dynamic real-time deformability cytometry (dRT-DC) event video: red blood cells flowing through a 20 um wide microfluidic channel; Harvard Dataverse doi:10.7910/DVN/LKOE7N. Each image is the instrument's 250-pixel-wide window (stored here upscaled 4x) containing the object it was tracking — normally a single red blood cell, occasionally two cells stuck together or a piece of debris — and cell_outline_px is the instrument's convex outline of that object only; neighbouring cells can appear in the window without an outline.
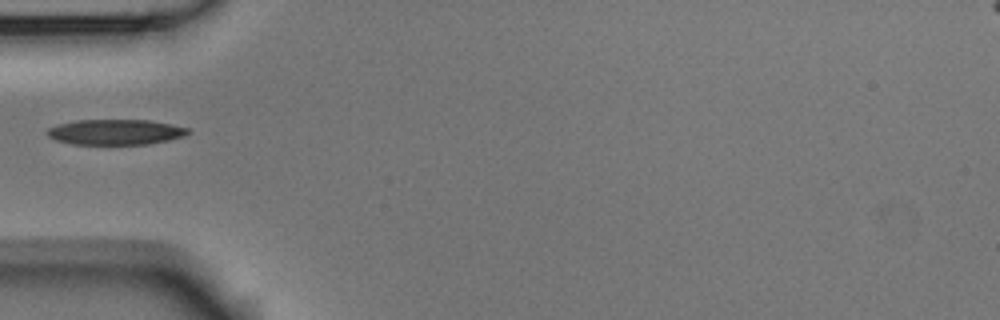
{"species": "Egyptian fruit bat (a non-hibernating species)", "species_latin": "Rousettus aegyptiacus", "temperature_condition": "room temperature", "stored_images_in_passage": 1, "camera_frame_rate_fps": 3000, "um_per_image_px": 0.085, "animal": {"sex": "male"}, "frame": {"image": 1, "passage_image": 1, "time_ms": 0.0, "image_size_px": [1000, 320], "cell_outline_px": [[188, 132], [184, 136], [168, 140], [148, 144], [72, 144], [56, 140], [48, 136], [44, 132], [48, 128], [60, 124], [76, 120], [148, 120], [188, 128]], "centroid_in_image_um": [9.76, 11.22], "position_along_channel_um": 75.2, "area_um2": 20.63}}